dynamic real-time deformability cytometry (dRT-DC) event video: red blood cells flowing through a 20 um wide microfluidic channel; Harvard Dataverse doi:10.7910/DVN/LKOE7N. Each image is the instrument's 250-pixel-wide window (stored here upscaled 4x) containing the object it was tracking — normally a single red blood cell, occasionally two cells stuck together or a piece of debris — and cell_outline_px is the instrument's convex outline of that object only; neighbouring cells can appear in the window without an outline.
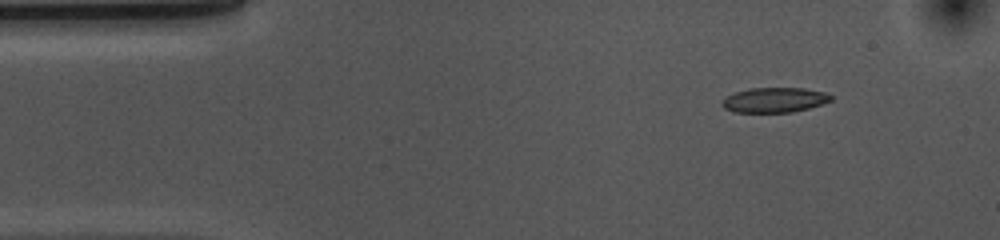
{"species": "common noctule bat (a hibernating species)", "species_latin": "Nyctalus noctula", "temperature_condition": "cold", "stored_images_in_passage": 14, "camera_frame_rate_fps": 3000, "um_per_image_px": 0.085, "animal": {"sex": "female", "body_mass_g": 10.0, "forearm_length_mm": 53.1}, "frame": {"image": 1, "passage_image": 1, "time_ms": 0.0, "image_size_px": [1000, 240], "cell_outline_px": [[832, 100], [808, 108], [792, 112], [732, 112], [724, 108], [720, 104], [720, 100], [736, 92], [752, 88], [804, 88], [824, 92], [832, 96]], "centroid_in_image_um": [65.79, 8.5], "position_along_channel_um": 19.2, "area_um2": 15.72}}
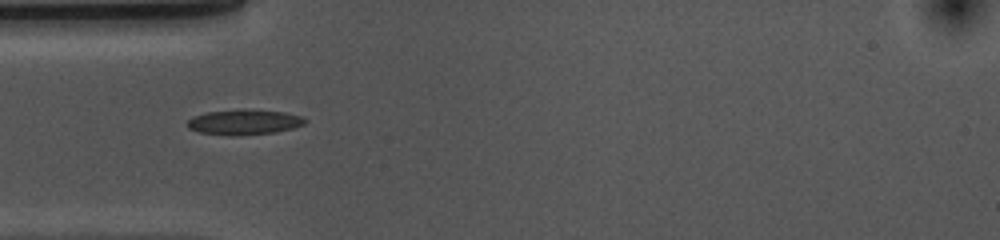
{"frame": {"image": 2, "passage_image": 10, "time_ms": 3.0, "image_size_px": [1000, 240], "cell_outline_px": [[308, 120], [304, 124], [292, 128], [276, 132], [232, 136], [228, 136], [200, 132], [188, 128], [188, 120], [192, 116], [208, 112], [244, 108], [284, 112], [304, 116]], "centroid_in_image_um": [20.78, 10.37], "position_along_channel_um": 64.2, "area_um2": 17.51}}
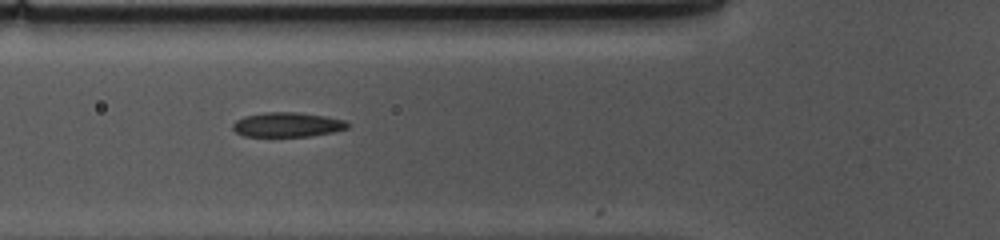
{"frame": {"image": 3, "passage_image": 13, "time_ms": 4.0, "image_size_px": [1000, 240], "cell_outline_px": [[348, 128], [332, 132], [308, 136], [244, 136], [236, 132], [232, 128], [232, 124], [236, 120], [244, 116], [264, 112], [300, 112], [324, 116], [344, 120], [348, 124]], "centroid_in_image_um": [24.39, 10.59], "position_along_channel_um": 101.4, "area_um2": 16.36}}